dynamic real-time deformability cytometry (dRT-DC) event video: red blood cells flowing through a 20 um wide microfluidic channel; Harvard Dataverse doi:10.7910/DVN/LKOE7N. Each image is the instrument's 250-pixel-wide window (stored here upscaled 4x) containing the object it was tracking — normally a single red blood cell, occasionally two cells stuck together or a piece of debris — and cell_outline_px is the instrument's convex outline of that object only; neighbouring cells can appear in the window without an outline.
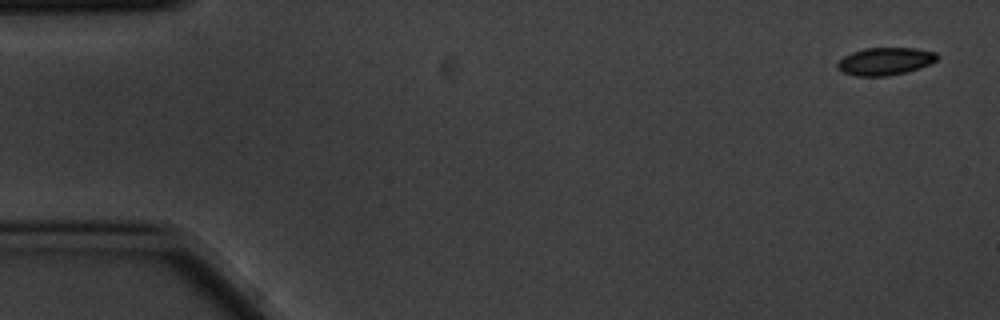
{"species": "common noctule bat (a hibernating species)", "species_latin": "Nyctalus noctula", "temperature_condition": "cold", "stored_images_in_passage": 5, "segment_of_instrument_passage": [1, 2], "camera_frame_rate_fps": 3000, "um_per_image_px": 0.085, "animal": {"sex": "male", "body_mass_g": 20.1, "forearm_length_mm": 53.5}, "frame": {"image": 1, "passage_image": 1, "time_ms": 0.0, "image_size_px": [1000, 320], "cell_outline_px": [[940, 56], [936, 60], [920, 68], [888, 76], [856, 76], [844, 72], [836, 68], [836, 64], [844, 56], [852, 52], [864, 48], [916, 48], [936, 52]], "centroid_in_image_um": [75.23, 5.2], "position_along_channel_um": 9.8, "area_um2": 16.01}}